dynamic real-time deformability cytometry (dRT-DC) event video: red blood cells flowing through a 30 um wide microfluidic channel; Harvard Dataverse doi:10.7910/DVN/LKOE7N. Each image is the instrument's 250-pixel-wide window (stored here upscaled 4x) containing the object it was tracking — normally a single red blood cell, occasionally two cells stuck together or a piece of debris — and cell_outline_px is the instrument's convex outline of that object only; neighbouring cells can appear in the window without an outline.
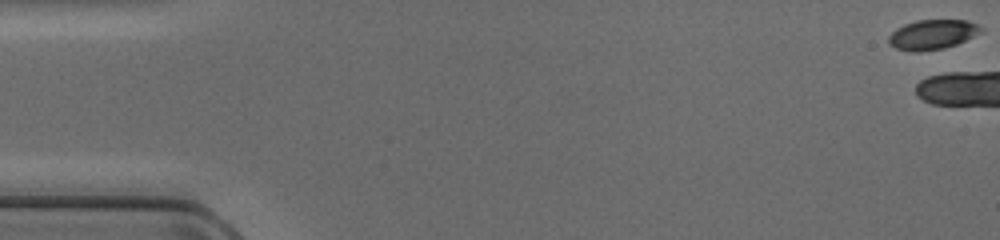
{"species": "common noctule bat (a hibernating species)", "species_latin": "Nyctalus noctula", "temperature_condition": "cold", "stored_images_in_passage": 4, "camera_frame_rate_fps": 3000, "um_per_image_px": 0.085, "animal": {"sex": "female", "body_mass_g": 17.0, "forearm_length_mm": 48.0}, "frame": {"image": 1, "passage_image": 1, "time_ms": 0.0, "image_size_px": [1000, 240], "cell_outline_px": [[984, 32], [956, 44], [944, 48], [916, 52], [912, 52], [896, 48], [888, 44], [888, 36], [896, 28], [904, 24], [916, 20], [968, 20], [984, 28]], "centroid_in_image_um": [79.26, 2.93], "position_along_channel_um": 5.7, "area_um2": 16.18}}